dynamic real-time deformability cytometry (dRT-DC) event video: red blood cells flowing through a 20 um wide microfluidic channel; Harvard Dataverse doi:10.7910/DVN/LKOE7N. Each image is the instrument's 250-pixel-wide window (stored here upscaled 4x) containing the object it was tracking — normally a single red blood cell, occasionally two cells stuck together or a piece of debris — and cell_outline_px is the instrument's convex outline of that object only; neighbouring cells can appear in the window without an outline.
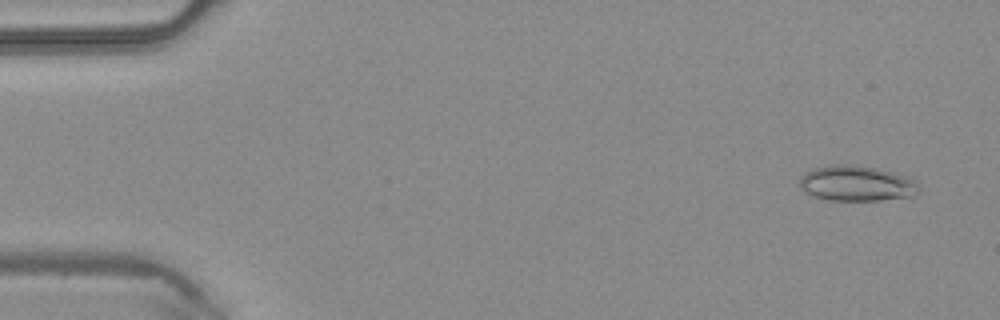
{"species": "common noctule bat (a hibernating species)", "species_latin": "Nyctalus noctula", "temperature_condition": "warm", "stored_images_in_passage": 3, "camera_frame_rate_fps": 3000, "um_per_image_px": 0.085, "animal": {"sex": "male", "body_mass_g": 20.4}, "frame": {"image": 1, "passage_image": 1, "time_ms": 0.0, "image_size_px": [1000, 320], "cell_outline_px": [[920, 192], [912, 196], [880, 200], [828, 200], [804, 192], [800, 188], [800, 176], [804, 172], [812, 168], [836, 164], [856, 164], [896, 172], [916, 180], [920, 188]], "centroid_in_image_um": [72.82, 15.57], "position_along_channel_um": 12.2, "area_um2": 24.97}}